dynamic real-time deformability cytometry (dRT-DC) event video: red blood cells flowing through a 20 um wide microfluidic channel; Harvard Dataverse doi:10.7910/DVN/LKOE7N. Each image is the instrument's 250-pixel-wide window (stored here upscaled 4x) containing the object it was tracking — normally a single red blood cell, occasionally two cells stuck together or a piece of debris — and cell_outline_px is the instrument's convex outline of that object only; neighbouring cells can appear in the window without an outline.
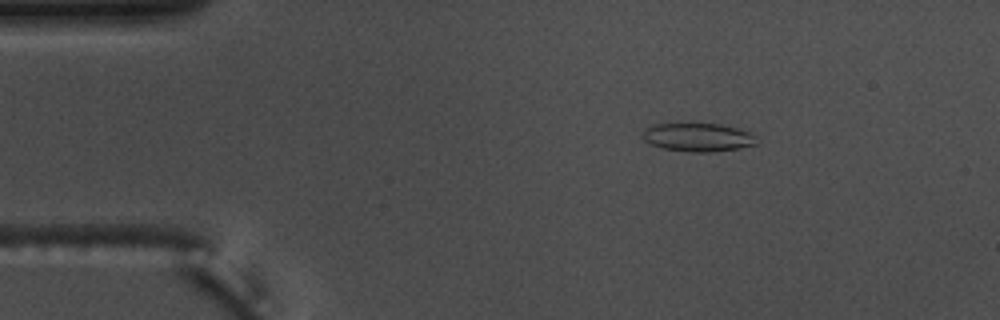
{"species": "common noctule bat (a hibernating species)", "species_latin": "Nyctalus noctula", "temperature_condition": "warm", "stored_images_in_passage": 55, "camera_frame_rate_fps": 3000, "um_per_image_px": 0.085, "animal": {"sex": "male", "body_mass_g": 17.5, "forearm_length_mm": 52.3}, "frame": {"image": 1, "passage_image": 9, "time_ms": 2.667, "image_size_px": [1000, 320], "cell_outline_px": [[756, 144], [740, 148], [712, 152], [692, 152], [664, 148], [652, 144], [644, 140], [640, 136], [652, 124], [720, 124], [736, 128], [748, 132], [752, 136]], "centroid_in_image_um": [59.29, 11.67], "position_along_channel_um": 25.7, "area_um2": 18.44}}
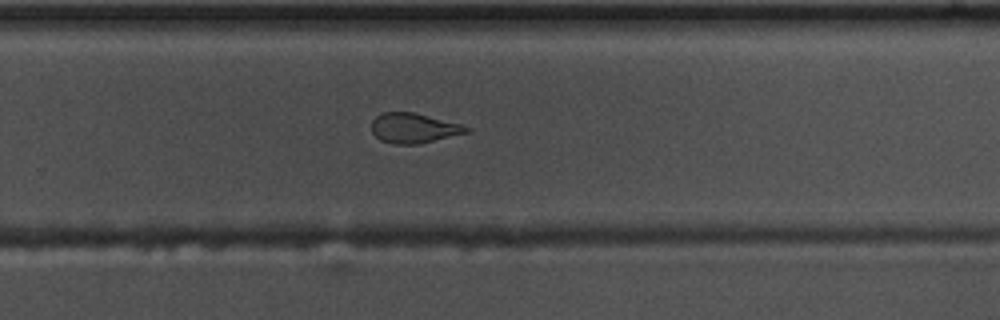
{"frame": {"image": 2, "passage_image": 36, "time_ms": 11.667, "image_size_px": [1000, 320], "cell_outline_px": [[472, 128], [468, 132], [416, 144], [392, 144], [380, 140], [372, 132], [372, 120], [376, 116], [384, 112], [412, 112], [460, 124]], "centroid_in_image_um": [35.13, 10.89], "position_along_channel_um": 294.7, "area_um2": 16.24}}
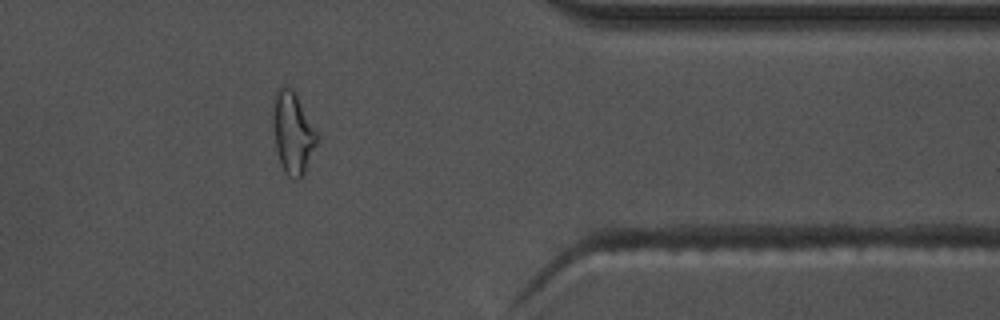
{"frame": {"image": 3, "passage_image": 45, "time_ms": 14.667, "image_size_px": [1000, 320], "cell_outline_px": [[316, 144], [304, 176], [300, 180], [292, 180], [284, 172], [280, 164], [276, 148], [272, 124], [272, 100], [276, 88], [292, 88], [316, 132]], "centroid_in_image_um": [24.84, 11.34], "position_along_channel_um": 386.6, "area_um2": 20.92}, "authors_computed_cell_mechanics": {"area_um2": 18.7272, "velocity_mm_per_s": 3.6774, "shape_relaxation_time_tau1_ms": null, "shape_relaxation_time_tau2_ms": 1.5634, "deformation_change_tau1": null, "deformation_change_tau2": 0.0922}}